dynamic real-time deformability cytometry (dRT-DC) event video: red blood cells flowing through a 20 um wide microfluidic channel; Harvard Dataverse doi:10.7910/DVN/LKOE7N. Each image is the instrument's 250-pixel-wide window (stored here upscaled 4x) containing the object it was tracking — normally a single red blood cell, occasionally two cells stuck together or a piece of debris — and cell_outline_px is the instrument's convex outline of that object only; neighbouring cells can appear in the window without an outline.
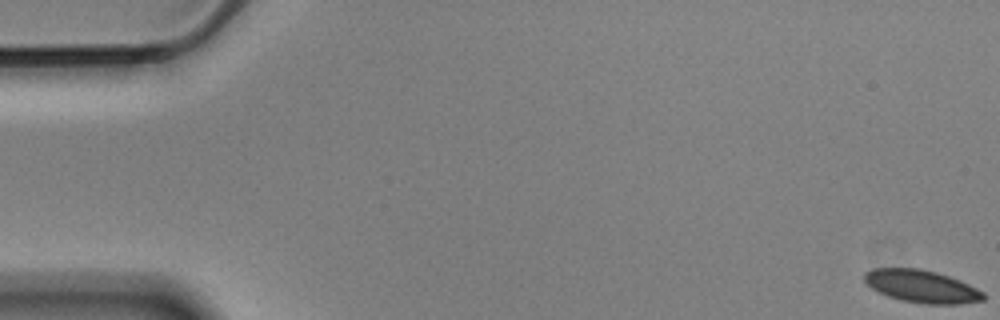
{"species": "Egyptian fruit bat (a non-hibernating species)", "species_latin": "Rousettus aegyptiacus", "temperature_condition": "cold", "stored_images_in_passage": 59, "camera_frame_rate_fps": 3000, "um_per_image_px": 0.085, "animal": {"sex": "male"}, "frame": {"image": 1, "passage_image": 1, "time_ms": 0.0, "image_size_px": [1000, 320], "cell_outline_px": [[984, 300], [960, 304], [924, 304], [900, 300], [888, 296], [872, 288], [864, 280], [864, 272], [872, 268], [920, 268], [936, 272], [960, 280], [984, 292]], "centroid_in_image_um": [78.34, 24.34], "position_along_channel_um": 6.7, "area_um2": 22.6}}
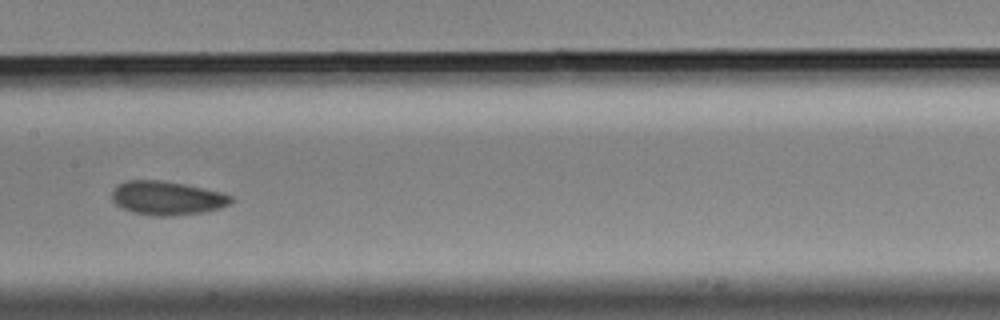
{"frame": {"image": 2, "passage_image": 30, "time_ms": 9.667, "image_size_px": [1000, 320], "cell_outline_px": [[232, 200], [228, 204], [220, 208], [204, 212], [168, 216], [156, 216], [132, 212], [116, 204], [112, 200], [112, 188], [116, 184], [124, 180], [160, 180], [184, 184], [220, 192], [232, 196]], "centroid_in_image_um": [14.14, 16.82], "position_along_channel_um": 193.3, "area_um2": 23.41}}
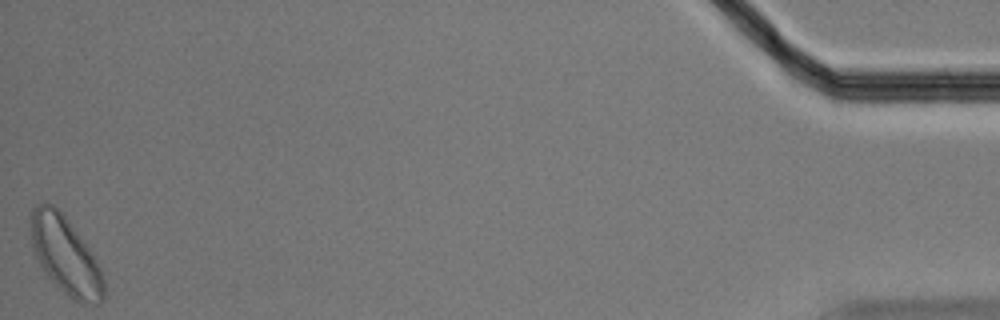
{"frame": {"image": 3, "passage_image": 59, "time_ms": 19.333, "image_size_px": [1000, 320], "cell_outline_px": [[104, 300], [100, 304], [84, 304], [68, 296], [48, 276], [40, 264], [36, 256], [32, 244], [32, 208], [40, 200], [52, 204], [64, 216], [92, 252], [104, 276]], "centroid_in_image_um": [5.6, 21.73], "position_along_channel_um": 429.6, "area_um2": 32.48}, "authors_computed_cell_mechanics": {"area_um2": 23.2356, "velocity_mm_per_s": 3.4278, "shape_relaxation_time_tau1_ms": 2.0284, "shape_relaxation_time_tau2_ms": 4.1967, "deformation_change_tau1": 0.0661, "deformation_change_tau2": 0.079}}